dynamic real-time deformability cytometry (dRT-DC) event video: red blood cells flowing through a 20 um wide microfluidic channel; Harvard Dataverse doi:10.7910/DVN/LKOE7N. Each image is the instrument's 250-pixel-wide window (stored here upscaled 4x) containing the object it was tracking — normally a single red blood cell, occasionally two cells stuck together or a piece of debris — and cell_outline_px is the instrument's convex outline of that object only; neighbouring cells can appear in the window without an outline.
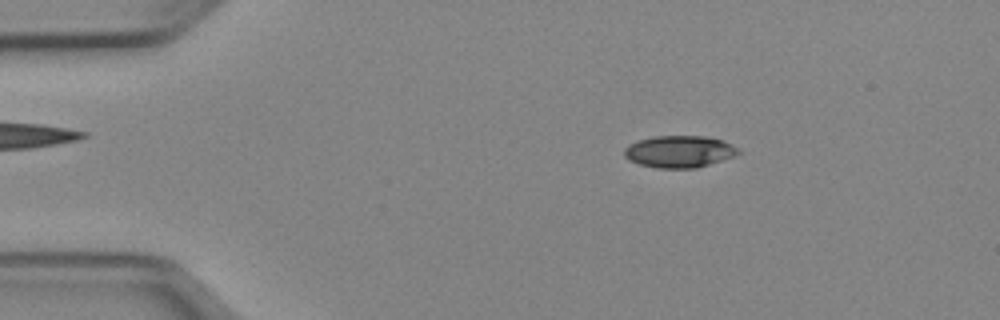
{"species": "Egyptian fruit bat (a non-hibernating species)", "species_latin": "Rousettus aegyptiacus", "temperature_condition": "cold", "stored_images_in_passage": 50, "camera_frame_rate_fps": 3000, "um_per_image_px": 0.085, "animal": {"sex": "female"}, "frame": {"image": 1, "passage_image": 8, "time_ms": 2.333, "image_size_px": [1000, 320], "cell_outline_px": [[740, 152], [732, 156], [696, 168], [656, 168], [640, 164], [628, 160], [624, 156], [624, 148], [628, 144], [636, 140], [656, 136], [704, 136], [724, 140], [740, 148]], "centroid_in_image_um": [57.71, 12.87], "position_along_channel_um": 27.3, "area_um2": 21.27}}
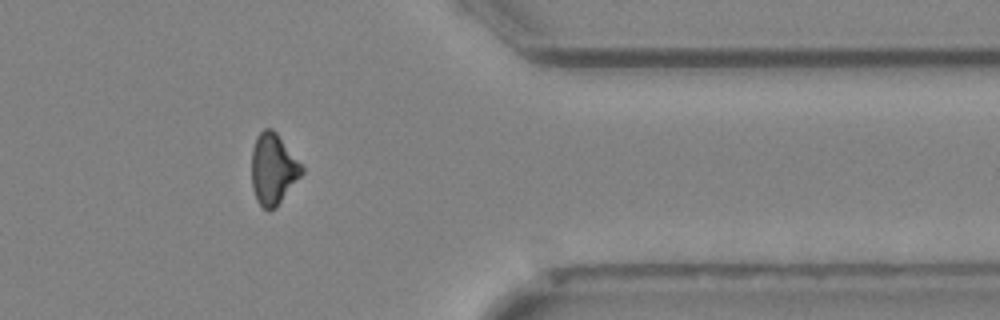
{"frame": {"image": 2, "passage_image": 41, "time_ms": 13.333, "image_size_px": [1000, 320], "cell_outline_px": [[304, 172], [276, 208], [268, 212], [256, 200], [252, 188], [252, 148], [256, 136], [264, 128], [272, 128], [276, 132], [304, 168]], "centroid_in_image_um": [23.21, 14.38], "position_along_channel_um": 388.2, "area_um2": 20.81}}
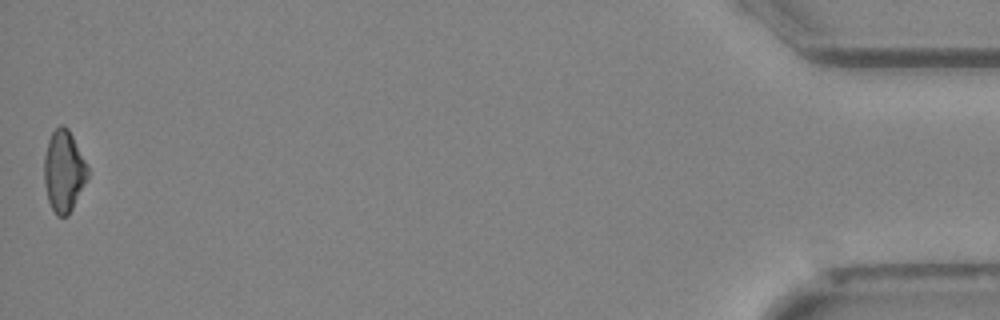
{"frame": {"image": 3, "passage_image": 50, "time_ms": 16.333, "image_size_px": [1000, 320], "cell_outline_px": [[88, 176], [68, 216], [56, 216], [48, 200], [44, 184], [44, 156], [48, 140], [52, 132], [60, 124], [64, 124], [68, 128], [88, 168]], "centroid_in_image_um": [5.39, 14.54], "position_along_channel_um": 429.8, "area_um2": 20.4}, "authors_computed_cell_mechanics": {"area_um2": 21.3571, "velocity_mm_per_s": 3.9931, "shape_relaxation_time_tau1_ms": 4.754, "shape_relaxation_time_tau2_ms": null, "deformation_change_tau1": 0.1347, "deformation_change_tau2": null}}